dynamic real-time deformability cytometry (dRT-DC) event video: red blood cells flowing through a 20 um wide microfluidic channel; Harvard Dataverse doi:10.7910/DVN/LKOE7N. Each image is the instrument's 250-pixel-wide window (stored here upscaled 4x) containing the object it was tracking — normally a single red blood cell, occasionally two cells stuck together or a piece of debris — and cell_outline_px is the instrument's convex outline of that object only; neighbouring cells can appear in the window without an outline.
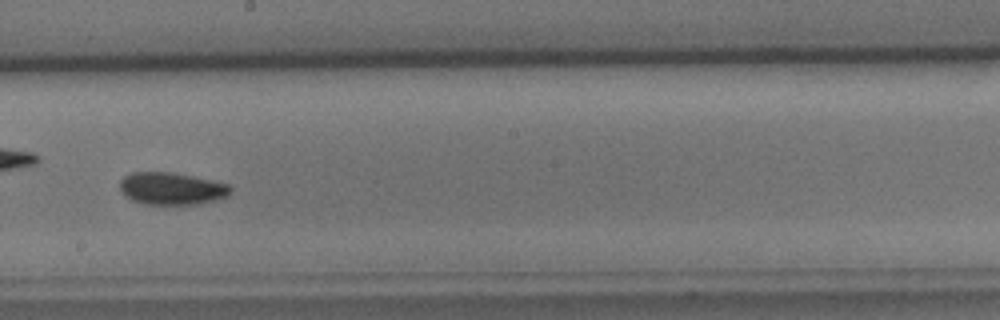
{"species": "common noctule bat (a hibernating species)", "species_latin": "Nyctalus noctula", "temperature_condition": "cold", "stored_images_in_passage": 34, "camera_frame_rate_fps": 3000, "um_per_image_px": 0.085, "animal": {"sex": "male", "body_mass_g": 15.6}, "frame": {"image": 1, "passage_image": 19, "time_ms": 6.0, "image_size_px": [1000, 320], "cell_outline_px": [[232, 192], [228, 196], [216, 200], [196, 204], [144, 204], [132, 200], [120, 188], [120, 180], [124, 176], [132, 172], [168, 172], [192, 176], [232, 184]], "centroid_in_image_um": [14.65, 16.02], "position_along_channel_um": 233.6, "area_um2": 20.81}, "authors_computed_cell_mechanics": {"area_um2": 20.3456, "velocity_mm_per_s": 3.7538, "shape_relaxation_time_tau1_ms": 3.9813, "shape_relaxation_time_tau2_ms": 3.7397, "deformation_change_tau1": 0.0931, "deformation_change_tau2": 0.0593}}